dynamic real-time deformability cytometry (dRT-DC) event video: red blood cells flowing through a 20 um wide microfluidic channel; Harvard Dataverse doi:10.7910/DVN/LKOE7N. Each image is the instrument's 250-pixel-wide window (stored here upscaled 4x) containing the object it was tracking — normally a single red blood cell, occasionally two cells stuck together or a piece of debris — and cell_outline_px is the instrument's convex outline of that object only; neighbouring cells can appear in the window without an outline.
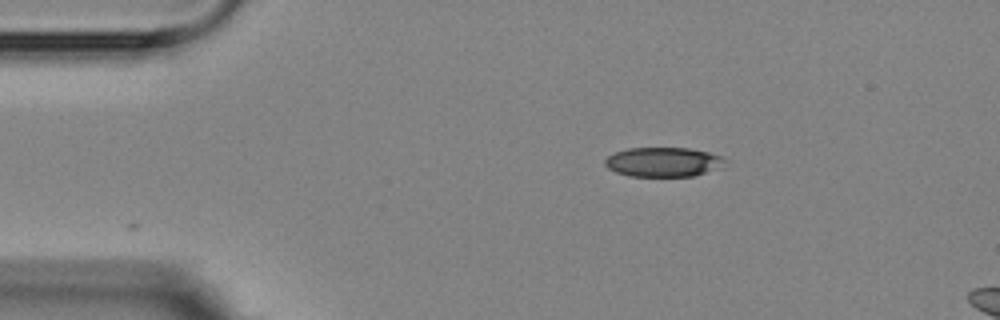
{"species": "Egyptian fruit bat (a non-hibernating species)", "species_latin": "Rousettus aegyptiacus", "temperature_condition": "room temperature", "stored_images_in_passage": 3, "camera_frame_rate_fps": 3000, "um_per_image_px": 0.085, "animal": {"sex": "female"}, "frame": {"image": 1, "passage_image": 1, "time_ms": 0.0, "image_size_px": [1000, 320], "cell_outline_px": [[728, 160], [720, 168], [696, 176], [628, 176], [616, 172], [608, 168], [604, 164], [604, 160], [612, 152], [628, 148], [688, 148], [708, 152], [720, 156]], "centroid_in_image_um": [56.37, 13.77], "position_along_channel_um": 28.6, "area_um2": 20.81}}